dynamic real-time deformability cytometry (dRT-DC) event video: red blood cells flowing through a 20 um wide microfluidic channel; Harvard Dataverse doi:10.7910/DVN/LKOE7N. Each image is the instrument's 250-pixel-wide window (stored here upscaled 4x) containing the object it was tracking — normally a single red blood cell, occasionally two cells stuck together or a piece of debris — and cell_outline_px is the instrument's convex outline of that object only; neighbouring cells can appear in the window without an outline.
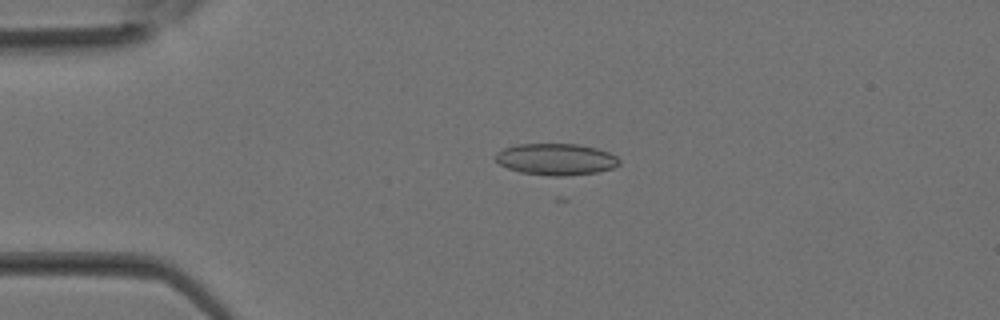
{"species": "Egyptian fruit bat (a non-hibernating species)", "species_latin": "Rousettus aegyptiacus", "temperature_condition": "room temperature", "stored_images_in_passage": 33, "camera_frame_rate_fps": 3000, "um_per_image_px": 0.085, "animal": {"sex": "female"}, "frame": {"image": 1, "passage_image": 6, "time_ms": 1.667, "image_size_px": [1000, 320], "cell_outline_px": [[620, 164], [612, 168], [596, 172], [564, 176], [552, 176], [520, 172], [508, 168], [500, 164], [496, 160], [496, 152], [504, 148], [516, 144], [576, 144], [596, 148], [608, 152], [616, 156], [620, 160]], "centroid_in_image_um": [47.26, 13.53], "position_along_channel_um": 37.7, "area_um2": 22.66}}
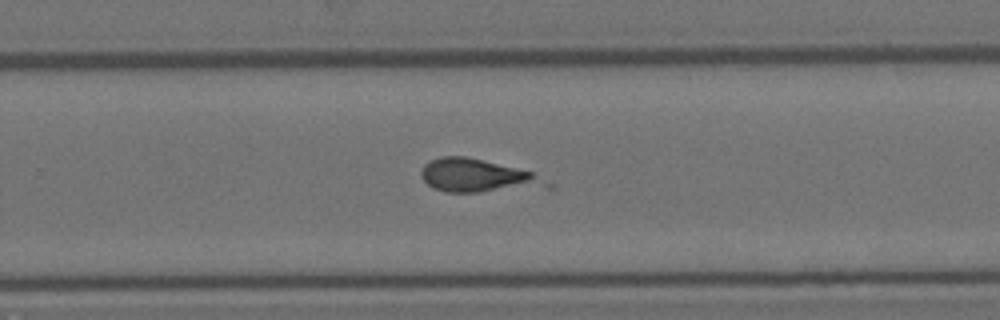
{"frame": {"image": 2, "passage_image": 21, "time_ms": 6.667, "image_size_px": [1000, 320], "cell_outline_px": [[556, 188], [480, 192], [444, 192], [432, 188], [420, 176], [420, 172], [424, 164], [440, 156], [464, 156], [532, 172], [556, 184]], "centroid_in_image_um": [40.67, 14.98], "position_along_channel_um": 289.1, "area_um2": 24.68}}
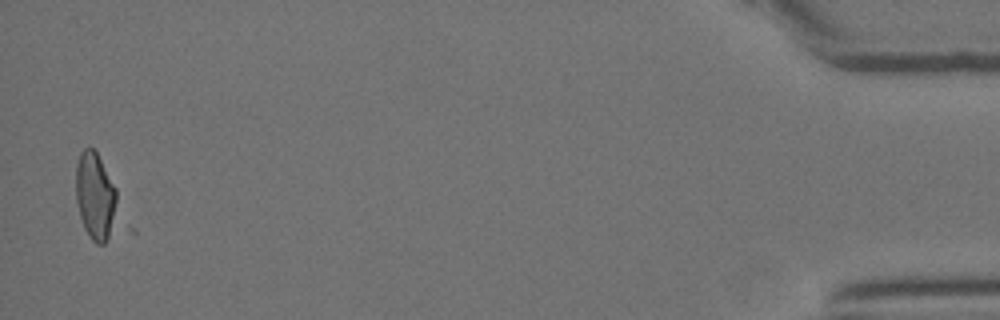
{"frame": {"image": 3, "passage_image": 33, "time_ms": 10.667, "image_size_px": [1000, 320], "cell_outline_px": [[136, 232], [104, 244], [96, 244], [88, 236], [84, 228], [80, 216], [76, 200], [76, 164], [80, 152], [84, 148], [92, 148], [96, 152], [116, 188], [136, 228]], "centroid_in_image_um": [8.5, 17.1], "position_along_channel_um": 426.7, "area_um2": 25.72}}